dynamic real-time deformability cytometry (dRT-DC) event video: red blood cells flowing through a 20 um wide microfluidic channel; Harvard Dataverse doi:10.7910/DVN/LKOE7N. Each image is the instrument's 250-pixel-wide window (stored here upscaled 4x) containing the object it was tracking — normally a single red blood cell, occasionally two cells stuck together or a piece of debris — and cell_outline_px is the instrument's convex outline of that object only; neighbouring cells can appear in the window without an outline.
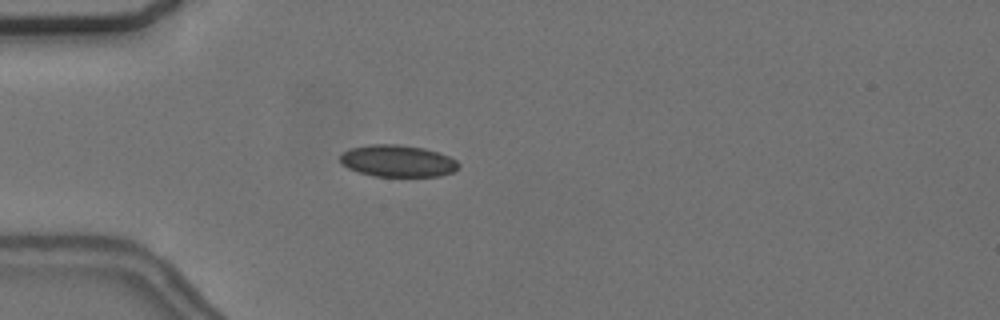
{"species": "common noctule bat (a hibernating species)", "species_latin": "Nyctalus noctula", "temperature_condition": "cold", "stored_images_in_passage": 5, "camera_frame_rate_fps": 3000, "um_per_image_px": 0.085, "animal": {"sex": "female", "body_mass_g": 24.6, "forearm_length_mm": 56.2}, "frame": {"image": 1, "passage_image": 5, "time_ms": 5.333, "image_size_px": [1000, 320], "cell_outline_px": [[460, 164], [452, 172], [440, 176], [372, 176], [348, 168], [340, 160], [340, 156], [344, 152], [352, 148], [372, 144], [396, 144], [424, 148], [448, 156], [456, 160]], "centroid_in_image_um": [33.81, 13.68], "position_along_channel_um": 51.2, "area_um2": 21.68}}